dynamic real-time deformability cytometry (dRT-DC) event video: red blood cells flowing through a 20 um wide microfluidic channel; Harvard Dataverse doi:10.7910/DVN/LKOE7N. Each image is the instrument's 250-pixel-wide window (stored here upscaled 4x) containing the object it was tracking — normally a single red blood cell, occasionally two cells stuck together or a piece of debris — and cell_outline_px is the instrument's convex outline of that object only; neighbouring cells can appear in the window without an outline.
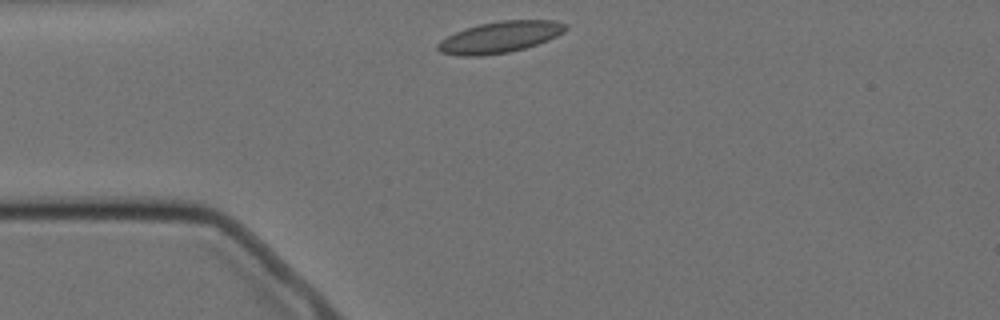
{"species": "Egyptian fruit bat (a non-hibernating species)", "species_latin": "Rousettus aegyptiacus", "temperature_condition": "cold", "stored_images_in_passage": 5, "camera_frame_rate_fps": 3000, "um_per_image_px": 0.085, "animal": {"sex": "female"}, "frame": {"image": 1, "passage_image": 1, "time_ms": 0.0, "image_size_px": [1000, 320], "cell_outline_px": [[568, 28], [564, 32], [548, 40], [524, 48], [508, 52], [480, 56], [460, 56], [440, 52], [436, 48], [436, 44], [440, 40], [464, 28], [480, 24], [500, 20], [556, 20], [564, 24]], "centroid_in_image_um": [42.47, 3.15], "position_along_channel_um": 42.5, "area_um2": 23.29}}
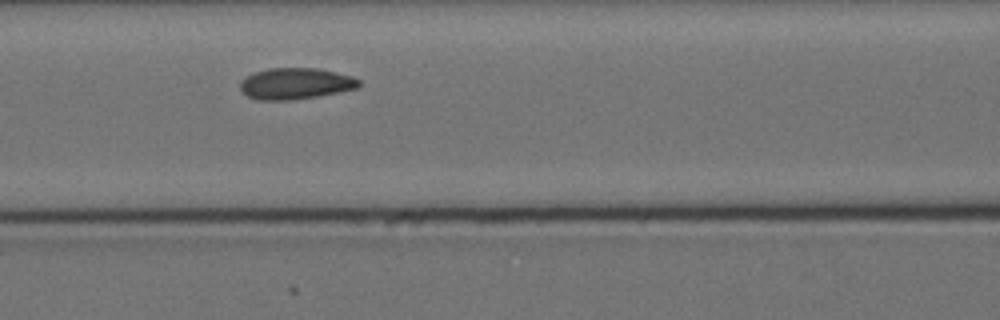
{"frame": {"image": 2, "passage_image": 4, "time_ms": 3.333, "image_size_px": [1000, 320], "cell_outline_px": [[360, 88], [340, 92], [316, 96], [288, 100], [256, 100], [240, 92], [240, 80], [256, 72], [272, 68], [316, 68], [336, 72], [352, 76], [360, 80]], "centroid_in_image_um": [25.13, 7.11], "position_along_channel_um": 141.5, "area_um2": 21.68}}
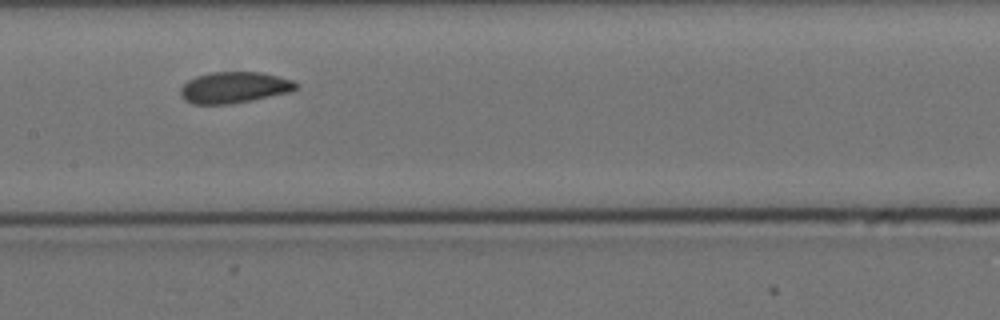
{"frame": {"image": 3, "passage_image": 5, "time_ms": 4.667, "image_size_px": [1000, 320], "cell_outline_px": [[300, 84], [296, 88], [288, 92], [252, 100], [232, 104], [192, 104], [184, 100], [180, 96], [180, 88], [188, 80], [196, 76], [208, 72], [260, 72], [292, 80]], "centroid_in_image_um": [19.86, 7.44], "position_along_channel_um": 187.5, "area_um2": 21.04}}